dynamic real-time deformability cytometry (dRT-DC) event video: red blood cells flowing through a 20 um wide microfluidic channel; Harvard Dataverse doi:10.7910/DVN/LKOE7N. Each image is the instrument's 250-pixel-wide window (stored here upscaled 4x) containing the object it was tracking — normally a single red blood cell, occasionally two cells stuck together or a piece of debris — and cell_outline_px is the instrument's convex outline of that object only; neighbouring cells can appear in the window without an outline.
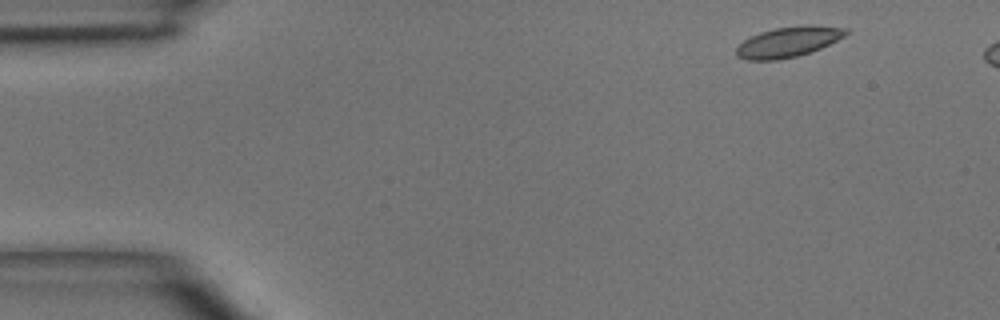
{"species": "common noctule bat (a hibernating species)", "species_latin": "Nyctalus noctula", "temperature_condition": "room temperature", "stored_images_in_passage": 4, "camera_frame_rate_fps": 3000, "um_per_image_px": 0.085, "animal": {"sex": "male", "body_mass_g": 15.6}, "frame": {"image": 1, "passage_image": 1, "time_ms": 0.0, "image_size_px": [1000, 320], "cell_outline_px": [[848, 32], [844, 36], [812, 52], [796, 56], [776, 60], [748, 60], [736, 56], [736, 48], [744, 40], [760, 32], [776, 28], [808, 24], [812, 24], [848, 28]], "centroid_in_image_um": [67.02, 3.55], "position_along_channel_um": 18.0, "area_um2": 19.31}}